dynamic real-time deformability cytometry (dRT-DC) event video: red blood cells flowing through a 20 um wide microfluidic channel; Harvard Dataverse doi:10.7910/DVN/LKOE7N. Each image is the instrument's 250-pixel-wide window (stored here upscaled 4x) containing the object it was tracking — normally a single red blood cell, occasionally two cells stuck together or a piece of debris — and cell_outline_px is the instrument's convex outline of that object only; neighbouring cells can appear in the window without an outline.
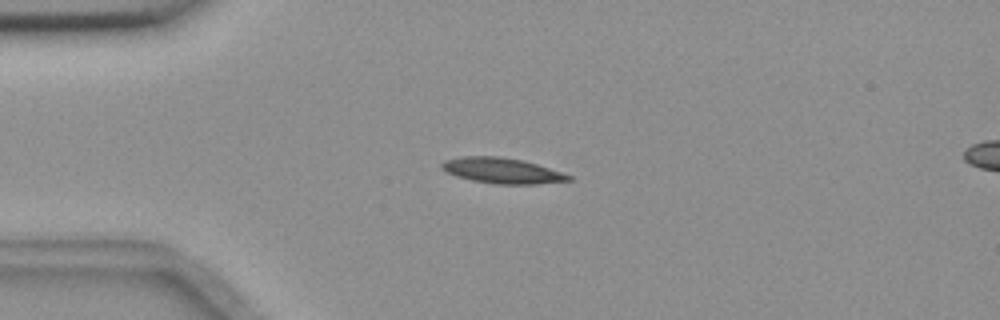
{"species": "common noctule bat (a hibernating species)", "species_latin": "Nyctalus noctula", "temperature_condition": "room temperature", "stored_images_in_passage": 13, "segment_of_instrument_passage": [1, 2], "camera_frame_rate_fps": 3000, "um_per_image_px": 0.085, "animal": {"sex": "female", "body_mass_g": 18.4}, "frame": {"image": 1, "passage_image": 1, "time_ms": 0.0, "image_size_px": [1000, 320], "cell_outline_px": [[572, 180], [536, 184], [496, 184], [472, 180], [456, 176], [440, 168], [440, 164], [444, 160], [460, 156], [500, 156], [524, 160], [572, 176]], "centroid_in_image_um": [42.63, 14.49], "position_along_channel_um": 42.4, "area_um2": 18.84}}
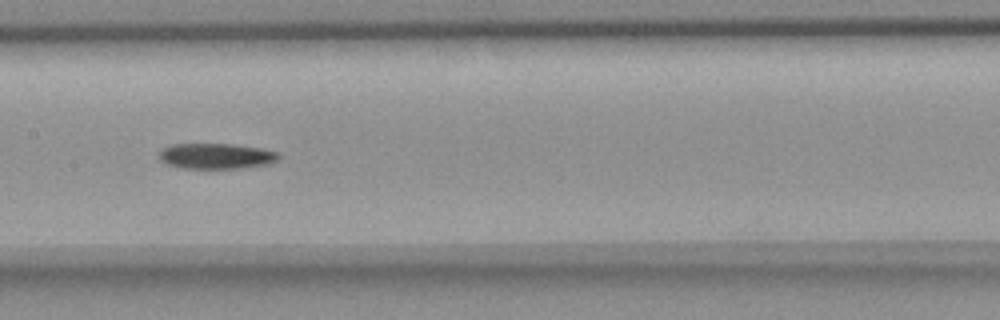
{"frame": {"image": 2, "passage_image": 5, "time_ms": 1.333, "image_size_px": [1000, 320], "cell_outline_px": [[280, 160], [268, 164], [244, 168], [180, 168], [168, 164], [160, 160], [156, 156], [164, 148], [172, 144], [232, 144], [260, 148], [280, 152]], "centroid_in_image_um": [18.41, 13.27], "position_along_channel_um": 189.0, "area_um2": 17.98}}
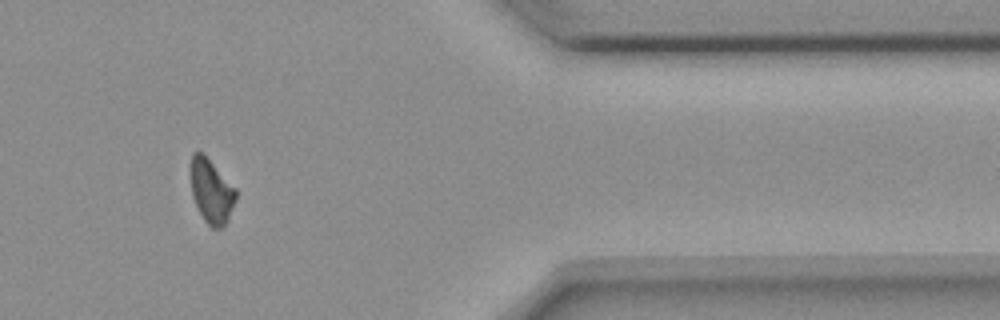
{"frame": {"image": 3, "passage_image": 10, "time_ms": 3.0, "image_size_px": [1000, 320], "cell_outline_px": [[236, 200], [228, 220], [220, 228], [212, 228], [204, 220], [192, 196], [192, 152], [200, 152], [236, 188]], "centroid_in_image_um": [17.99, 16.31], "position_along_channel_um": 393.4, "area_um2": 16.24}}